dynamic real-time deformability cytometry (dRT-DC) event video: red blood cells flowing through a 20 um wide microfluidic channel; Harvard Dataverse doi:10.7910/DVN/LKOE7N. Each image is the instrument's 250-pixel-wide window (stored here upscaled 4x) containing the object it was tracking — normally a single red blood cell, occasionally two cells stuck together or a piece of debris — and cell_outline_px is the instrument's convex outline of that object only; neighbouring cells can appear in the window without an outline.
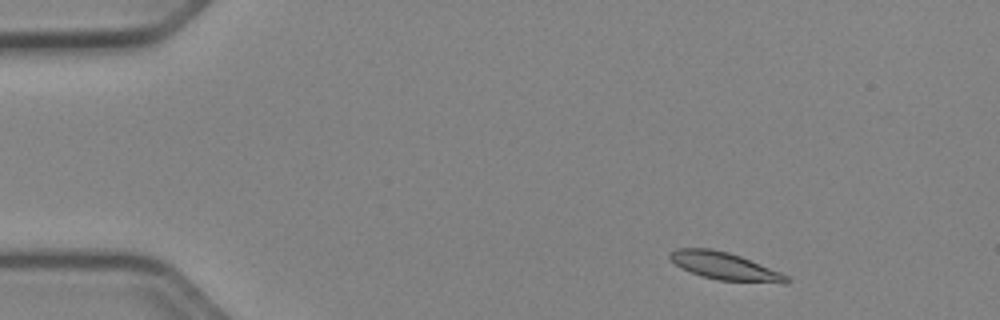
{"species": "Egyptian fruit bat (a non-hibernating species)", "species_latin": "Rousettus aegyptiacus", "temperature_condition": "cold", "stored_images_in_passage": 49, "camera_frame_rate_fps": 3000, "um_per_image_px": 0.085, "animal": {"sex": "female"}, "frame": {"image": 1, "passage_image": 4, "time_ms": 1.0, "image_size_px": [1000, 320], "cell_outline_px": [[792, 280], [788, 284], [784, 284], [716, 280], [680, 268], [668, 256], [676, 248], [712, 248], [728, 252], [740, 256], [780, 272], [788, 276]], "centroid_in_image_um": [61.66, 22.64], "position_along_channel_um": 23.3, "area_um2": 18.73}}
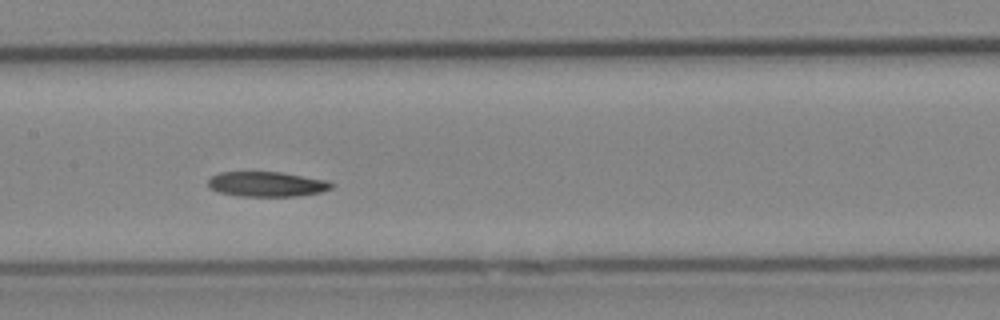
{"frame": {"image": 2, "passage_image": 23, "time_ms": 7.333, "image_size_px": [1000, 320], "cell_outline_px": [[332, 188], [320, 192], [300, 196], [236, 196], [220, 192], [208, 188], [208, 180], [212, 176], [220, 172], [280, 172], [328, 180], [332, 184]], "centroid_in_image_um": [22.66, 15.65], "position_along_channel_um": 184.7, "area_um2": 17.98}}
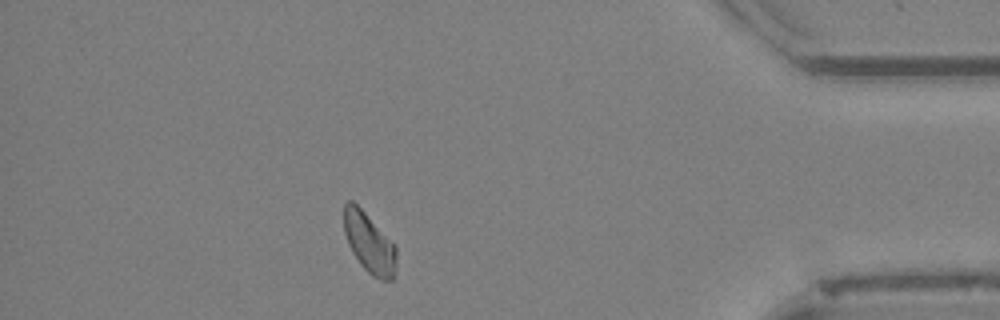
{"frame": {"image": 3, "passage_image": 43, "time_ms": 14.0, "image_size_px": [1000, 320], "cell_outline_px": [[396, 268], [392, 280], [380, 280], [372, 276], [360, 264], [352, 252], [348, 244], [344, 232], [344, 204], [348, 200], [352, 200], [396, 244]], "centroid_in_image_um": [31.39, 20.66], "position_along_channel_um": 403.8, "area_um2": 18.44}}